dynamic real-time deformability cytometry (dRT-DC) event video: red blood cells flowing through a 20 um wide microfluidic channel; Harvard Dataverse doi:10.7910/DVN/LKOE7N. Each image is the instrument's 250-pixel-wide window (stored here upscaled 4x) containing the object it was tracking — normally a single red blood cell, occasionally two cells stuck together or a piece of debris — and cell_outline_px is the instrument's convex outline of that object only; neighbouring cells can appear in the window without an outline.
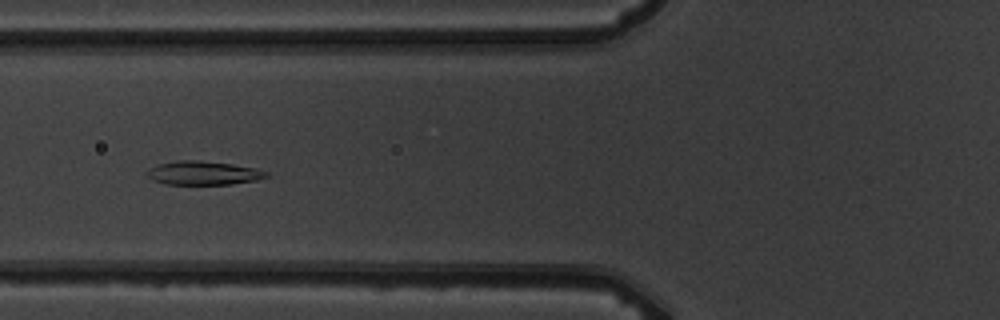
{"species": "common noctule bat (a hibernating species)", "species_latin": "Nyctalus noctula", "temperature_condition": "warm", "stored_images_in_passage": 5, "camera_frame_rate_fps": 3000, "um_per_image_px": 0.085, "animal": {"sex": "male", "body_mass_g": 19.5, "forearm_length_mm": 54.6}, "frame": {"image": 1, "passage_image": 5, "time_ms": 5.333, "image_size_px": [1000, 320], "cell_outline_px": [[272, 176], [256, 180], [232, 184], [164, 184], [152, 180], [144, 172], [160, 164], [176, 160], [200, 160], [232, 164], [256, 168], [268, 172]], "centroid_in_image_um": [17.32, 14.7], "position_along_channel_um": 108.5, "area_um2": 16.59}}